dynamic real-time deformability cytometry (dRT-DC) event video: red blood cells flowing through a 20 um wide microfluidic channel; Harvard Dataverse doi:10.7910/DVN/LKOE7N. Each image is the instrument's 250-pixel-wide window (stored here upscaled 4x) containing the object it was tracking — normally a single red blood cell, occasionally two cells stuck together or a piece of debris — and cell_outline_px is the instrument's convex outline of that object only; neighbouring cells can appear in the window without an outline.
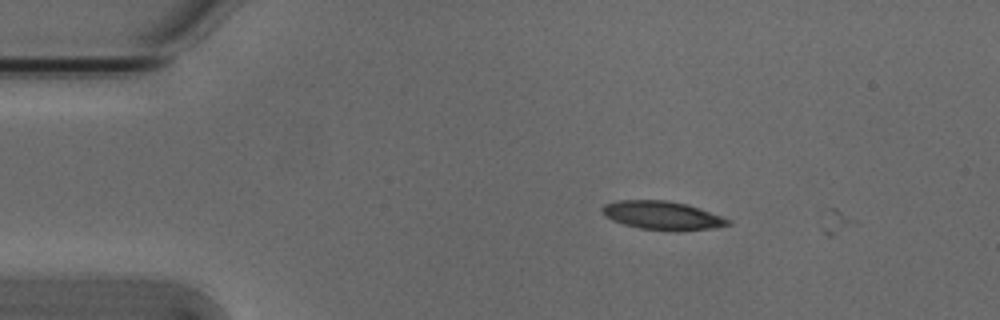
{"species": "Egyptian fruit bat (a non-hibernating species)", "species_latin": "Rousettus aegyptiacus", "temperature_condition": "cold", "stored_images_in_passage": 3, "camera_frame_rate_fps": 3000, "um_per_image_px": 0.085, "animal": {"sex": "male"}, "frame": {"image": 1, "passage_image": 2, "time_ms": 0.333, "image_size_px": [1000, 320], "cell_outline_px": [[732, 224], [712, 228], [676, 232], [672, 232], [640, 228], [624, 224], [612, 220], [604, 216], [600, 212], [600, 208], [604, 204], [620, 200], [668, 200], [684, 204], [732, 220]], "centroid_in_image_um": [56.25, 18.33], "position_along_channel_um": 28.8, "area_um2": 20.98}}